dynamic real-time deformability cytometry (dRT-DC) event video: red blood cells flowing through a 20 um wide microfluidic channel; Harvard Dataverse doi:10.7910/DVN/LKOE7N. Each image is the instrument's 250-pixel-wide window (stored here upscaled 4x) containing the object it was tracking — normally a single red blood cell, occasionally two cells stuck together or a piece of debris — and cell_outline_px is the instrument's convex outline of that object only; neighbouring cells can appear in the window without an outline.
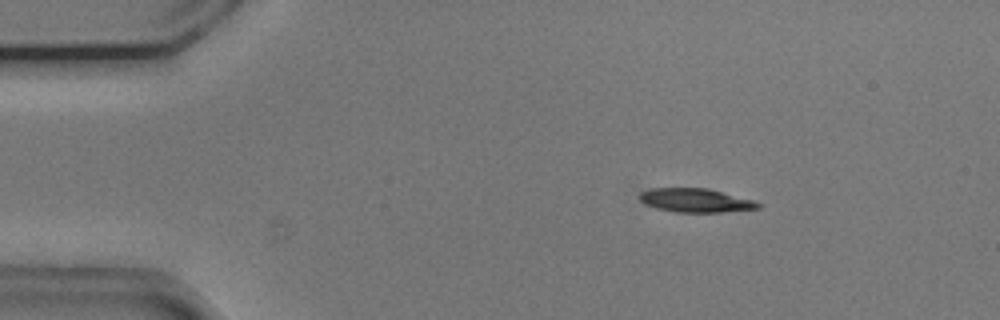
{"species": "common noctule bat (a hibernating species)", "species_latin": "Nyctalus noctula", "temperature_condition": "cold", "stored_images_in_passage": 47, "camera_frame_rate_fps": 3000, "um_per_image_px": 0.085, "animal": {"sex": "male", "body_mass_g": 20.5, "forearm_length_mm": 52.5}, "frame": {"image": 1, "passage_image": 2, "time_ms": 0.333, "image_size_px": [1000, 320], "cell_outline_px": [[760, 208], [720, 212], [676, 212], [656, 208], [644, 204], [640, 200], [640, 192], [652, 188], [708, 188], [752, 200], [760, 204]], "centroid_in_image_um": [59.08, 17.03], "position_along_channel_um": 25.9, "area_um2": 16.24}}
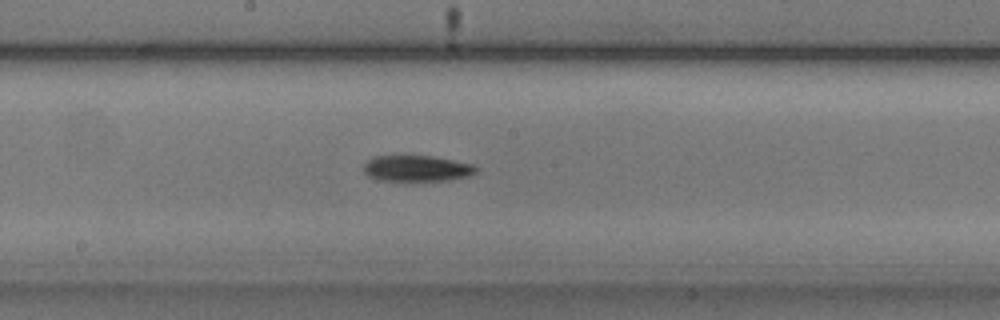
{"frame": {"image": 2, "passage_image": 22, "time_ms": 7.0, "image_size_px": [1000, 320], "cell_outline_px": [[480, 168], [476, 172], [468, 176], [448, 180], [380, 180], [368, 176], [364, 172], [364, 164], [372, 156], [432, 156], [472, 164]], "centroid_in_image_um": [35.43, 14.31], "position_along_channel_um": 212.8, "area_um2": 16.88}}
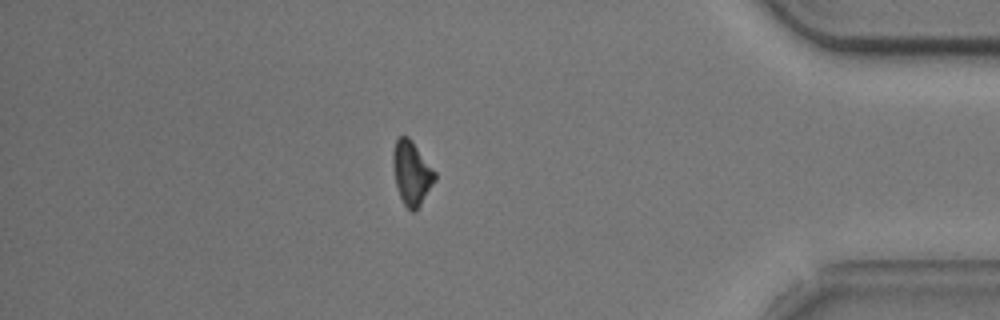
{"frame": {"image": 3, "passage_image": 40, "time_ms": 13.0, "image_size_px": [1000, 320], "cell_outline_px": [[436, 180], [416, 212], [412, 212], [404, 204], [400, 196], [396, 184], [392, 168], [392, 152], [396, 140], [400, 136], [408, 136], [412, 140], [436, 172]], "centroid_in_image_um": [34.99, 14.7], "position_along_channel_um": 400.2, "area_um2": 15.72}, "authors_computed_cell_mechanics": {"area_um2": 16.8776, "velocity_mm_per_s": 3.7457, "shape_relaxation_time_tau1_ms": 2.5288, "shape_relaxation_time_tau2_ms": null, "deformation_change_tau1": 0.1052, "deformation_change_tau2": null}}